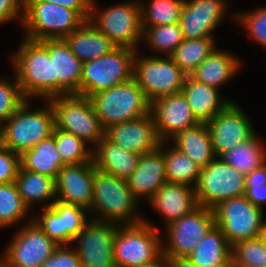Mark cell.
I'll return each mask as SVG.
<instances>
[{"mask_svg":"<svg viewBox=\"0 0 266 267\" xmlns=\"http://www.w3.org/2000/svg\"><path fill=\"white\" fill-rule=\"evenodd\" d=\"M138 200L128 187L127 180L95 168L93 177V200L91 213L99 214L97 220L119 223V225L142 222L135 217ZM134 215V216H133ZM103 217V218H102Z\"/></svg>","mask_w":266,"mask_h":267,"instance_id":"1","label":"cell"},{"mask_svg":"<svg viewBox=\"0 0 266 267\" xmlns=\"http://www.w3.org/2000/svg\"><path fill=\"white\" fill-rule=\"evenodd\" d=\"M15 78L22 95L53 98V69L48 50L39 42L24 38L12 57Z\"/></svg>","mask_w":266,"mask_h":267,"instance_id":"2","label":"cell"},{"mask_svg":"<svg viewBox=\"0 0 266 267\" xmlns=\"http://www.w3.org/2000/svg\"><path fill=\"white\" fill-rule=\"evenodd\" d=\"M104 129L150 114V102L134 78L90 97Z\"/></svg>","mask_w":266,"mask_h":267,"instance_id":"3","label":"cell"},{"mask_svg":"<svg viewBox=\"0 0 266 267\" xmlns=\"http://www.w3.org/2000/svg\"><path fill=\"white\" fill-rule=\"evenodd\" d=\"M21 23L26 27V39H64L77 30L85 20L73 9L43 0H24Z\"/></svg>","mask_w":266,"mask_h":267,"instance_id":"4","label":"cell"},{"mask_svg":"<svg viewBox=\"0 0 266 267\" xmlns=\"http://www.w3.org/2000/svg\"><path fill=\"white\" fill-rule=\"evenodd\" d=\"M47 101V107L31 111L29 100L26 99L5 122L7 124H3L1 144L21 155L40 141L49 138L55 123L52 105Z\"/></svg>","mask_w":266,"mask_h":267,"instance_id":"5","label":"cell"},{"mask_svg":"<svg viewBox=\"0 0 266 267\" xmlns=\"http://www.w3.org/2000/svg\"><path fill=\"white\" fill-rule=\"evenodd\" d=\"M119 225L113 242L116 267H139L162 255L158 231L147 221Z\"/></svg>","mask_w":266,"mask_h":267,"instance_id":"6","label":"cell"},{"mask_svg":"<svg viewBox=\"0 0 266 267\" xmlns=\"http://www.w3.org/2000/svg\"><path fill=\"white\" fill-rule=\"evenodd\" d=\"M136 51L116 47L92 61L84 62L80 81V96L90 98L97 92L110 89L133 78Z\"/></svg>","mask_w":266,"mask_h":267,"instance_id":"7","label":"cell"},{"mask_svg":"<svg viewBox=\"0 0 266 267\" xmlns=\"http://www.w3.org/2000/svg\"><path fill=\"white\" fill-rule=\"evenodd\" d=\"M54 111L55 128L72 133L87 144H95L105 136L90 98L65 95L49 100Z\"/></svg>","mask_w":266,"mask_h":267,"instance_id":"8","label":"cell"},{"mask_svg":"<svg viewBox=\"0 0 266 267\" xmlns=\"http://www.w3.org/2000/svg\"><path fill=\"white\" fill-rule=\"evenodd\" d=\"M133 2L97 11L92 0L88 20L117 47H127L136 51L139 40L143 38V29L140 3Z\"/></svg>","mask_w":266,"mask_h":267,"instance_id":"9","label":"cell"},{"mask_svg":"<svg viewBox=\"0 0 266 267\" xmlns=\"http://www.w3.org/2000/svg\"><path fill=\"white\" fill-rule=\"evenodd\" d=\"M137 53L133 60V78L150 103L182 91L187 75L171 57H137Z\"/></svg>","mask_w":266,"mask_h":267,"instance_id":"10","label":"cell"},{"mask_svg":"<svg viewBox=\"0 0 266 267\" xmlns=\"http://www.w3.org/2000/svg\"><path fill=\"white\" fill-rule=\"evenodd\" d=\"M215 224L232 246L237 242L260 237L264 224L262 209L245 196L225 200L213 208Z\"/></svg>","mask_w":266,"mask_h":267,"instance_id":"11","label":"cell"},{"mask_svg":"<svg viewBox=\"0 0 266 267\" xmlns=\"http://www.w3.org/2000/svg\"><path fill=\"white\" fill-rule=\"evenodd\" d=\"M245 177L221 157L213 159L201 169L195 187L198 205L213 209L225 200L244 196Z\"/></svg>","mask_w":266,"mask_h":267,"instance_id":"12","label":"cell"},{"mask_svg":"<svg viewBox=\"0 0 266 267\" xmlns=\"http://www.w3.org/2000/svg\"><path fill=\"white\" fill-rule=\"evenodd\" d=\"M214 225L213 209L198 206L188 215L165 226L169 243L166 247L162 246V254L177 267Z\"/></svg>","mask_w":266,"mask_h":267,"instance_id":"13","label":"cell"},{"mask_svg":"<svg viewBox=\"0 0 266 267\" xmlns=\"http://www.w3.org/2000/svg\"><path fill=\"white\" fill-rule=\"evenodd\" d=\"M57 247L33 219L9 243L0 264L3 267H40Z\"/></svg>","mask_w":266,"mask_h":267,"instance_id":"14","label":"cell"},{"mask_svg":"<svg viewBox=\"0 0 266 267\" xmlns=\"http://www.w3.org/2000/svg\"><path fill=\"white\" fill-rule=\"evenodd\" d=\"M119 224L89 219L74 238L79 246L75 249L81 267H116L113 242Z\"/></svg>","mask_w":266,"mask_h":267,"instance_id":"15","label":"cell"},{"mask_svg":"<svg viewBox=\"0 0 266 267\" xmlns=\"http://www.w3.org/2000/svg\"><path fill=\"white\" fill-rule=\"evenodd\" d=\"M206 124L217 157L234 149L255 133L247 115L236 102H231Z\"/></svg>","mask_w":266,"mask_h":267,"instance_id":"16","label":"cell"},{"mask_svg":"<svg viewBox=\"0 0 266 267\" xmlns=\"http://www.w3.org/2000/svg\"><path fill=\"white\" fill-rule=\"evenodd\" d=\"M39 42L48 50L52 62L53 98L80 96L83 62L71 52L64 39H44Z\"/></svg>","mask_w":266,"mask_h":267,"instance_id":"17","label":"cell"},{"mask_svg":"<svg viewBox=\"0 0 266 267\" xmlns=\"http://www.w3.org/2000/svg\"><path fill=\"white\" fill-rule=\"evenodd\" d=\"M105 136L124 150L140 156L158 150L162 143L151 114L111 125L105 129Z\"/></svg>","mask_w":266,"mask_h":267,"instance_id":"18","label":"cell"},{"mask_svg":"<svg viewBox=\"0 0 266 267\" xmlns=\"http://www.w3.org/2000/svg\"><path fill=\"white\" fill-rule=\"evenodd\" d=\"M150 114L162 141L200 123L181 92L155 99L150 103Z\"/></svg>","mask_w":266,"mask_h":267,"instance_id":"19","label":"cell"},{"mask_svg":"<svg viewBox=\"0 0 266 267\" xmlns=\"http://www.w3.org/2000/svg\"><path fill=\"white\" fill-rule=\"evenodd\" d=\"M94 172L93 161L63 166L55 178L56 200L91 209Z\"/></svg>","mask_w":266,"mask_h":267,"instance_id":"20","label":"cell"},{"mask_svg":"<svg viewBox=\"0 0 266 267\" xmlns=\"http://www.w3.org/2000/svg\"><path fill=\"white\" fill-rule=\"evenodd\" d=\"M226 3L225 0H185L179 21L183 39L214 38L211 34L227 11Z\"/></svg>","mask_w":266,"mask_h":267,"instance_id":"21","label":"cell"},{"mask_svg":"<svg viewBox=\"0 0 266 267\" xmlns=\"http://www.w3.org/2000/svg\"><path fill=\"white\" fill-rule=\"evenodd\" d=\"M163 145L164 141L158 150L141 155L136 169L127 179L128 187L138 200L146 196L150 201L157 190L168 182Z\"/></svg>","mask_w":266,"mask_h":267,"instance_id":"22","label":"cell"},{"mask_svg":"<svg viewBox=\"0 0 266 267\" xmlns=\"http://www.w3.org/2000/svg\"><path fill=\"white\" fill-rule=\"evenodd\" d=\"M177 267H232L231 245L215 224Z\"/></svg>","mask_w":266,"mask_h":267,"instance_id":"23","label":"cell"},{"mask_svg":"<svg viewBox=\"0 0 266 267\" xmlns=\"http://www.w3.org/2000/svg\"><path fill=\"white\" fill-rule=\"evenodd\" d=\"M150 203L164 216L166 225L188 215L199 206L193 185L170 182L164 183L157 190Z\"/></svg>","mask_w":266,"mask_h":267,"instance_id":"24","label":"cell"},{"mask_svg":"<svg viewBox=\"0 0 266 267\" xmlns=\"http://www.w3.org/2000/svg\"><path fill=\"white\" fill-rule=\"evenodd\" d=\"M181 93L200 123H207L223 111L232 101H222L218 88L194 80L187 75Z\"/></svg>","mask_w":266,"mask_h":267,"instance_id":"25","label":"cell"},{"mask_svg":"<svg viewBox=\"0 0 266 267\" xmlns=\"http://www.w3.org/2000/svg\"><path fill=\"white\" fill-rule=\"evenodd\" d=\"M93 149L95 168L127 180L136 169L140 155L124 150L104 136Z\"/></svg>","mask_w":266,"mask_h":267,"instance_id":"26","label":"cell"},{"mask_svg":"<svg viewBox=\"0 0 266 267\" xmlns=\"http://www.w3.org/2000/svg\"><path fill=\"white\" fill-rule=\"evenodd\" d=\"M71 52L83 63L108 54L117 46L89 20L64 38Z\"/></svg>","mask_w":266,"mask_h":267,"instance_id":"27","label":"cell"},{"mask_svg":"<svg viewBox=\"0 0 266 267\" xmlns=\"http://www.w3.org/2000/svg\"><path fill=\"white\" fill-rule=\"evenodd\" d=\"M172 138L175 147L188 155L201 169L217 158L206 123L179 131Z\"/></svg>","mask_w":266,"mask_h":267,"instance_id":"28","label":"cell"},{"mask_svg":"<svg viewBox=\"0 0 266 267\" xmlns=\"http://www.w3.org/2000/svg\"><path fill=\"white\" fill-rule=\"evenodd\" d=\"M240 65L235 56L217 49L190 76L198 82L219 88L235 75Z\"/></svg>","mask_w":266,"mask_h":267,"instance_id":"29","label":"cell"},{"mask_svg":"<svg viewBox=\"0 0 266 267\" xmlns=\"http://www.w3.org/2000/svg\"><path fill=\"white\" fill-rule=\"evenodd\" d=\"M20 164L23 169L41 173L56 178L59 170L66 164L62 161L55 145V138L40 141L32 149L20 155Z\"/></svg>","mask_w":266,"mask_h":267,"instance_id":"30","label":"cell"},{"mask_svg":"<svg viewBox=\"0 0 266 267\" xmlns=\"http://www.w3.org/2000/svg\"><path fill=\"white\" fill-rule=\"evenodd\" d=\"M15 184L24 204L29 209L37 201L53 200L49 201L45 207L52 206V203L56 201L55 179L52 177L23 169L20 166Z\"/></svg>","mask_w":266,"mask_h":267,"instance_id":"31","label":"cell"},{"mask_svg":"<svg viewBox=\"0 0 266 267\" xmlns=\"http://www.w3.org/2000/svg\"><path fill=\"white\" fill-rule=\"evenodd\" d=\"M265 151L254 133L249 139L227 151L221 158L240 174L246 176L255 168L266 163Z\"/></svg>","mask_w":266,"mask_h":267,"instance_id":"32","label":"cell"},{"mask_svg":"<svg viewBox=\"0 0 266 267\" xmlns=\"http://www.w3.org/2000/svg\"><path fill=\"white\" fill-rule=\"evenodd\" d=\"M213 39H184L170 57L186 75H191L216 50Z\"/></svg>","mask_w":266,"mask_h":267,"instance_id":"33","label":"cell"},{"mask_svg":"<svg viewBox=\"0 0 266 267\" xmlns=\"http://www.w3.org/2000/svg\"><path fill=\"white\" fill-rule=\"evenodd\" d=\"M164 152L167 181L194 188L198 184L201 168L184 152L173 146Z\"/></svg>","mask_w":266,"mask_h":267,"instance_id":"34","label":"cell"},{"mask_svg":"<svg viewBox=\"0 0 266 267\" xmlns=\"http://www.w3.org/2000/svg\"><path fill=\"white\" fill-rule=\"evenodd\" d=\"M185 0H152L148 8L141 7L142 27L178 23Z\"/></svg>","mask_w":266,"mask_h":267,"instance_id":"35","label":"cell"},{"mask_svg":"<svg viewBox=\"0 0 266 267\" xmlns=\"http://www.w3.org/2000/svg\"><path fill=\"white\" fill-rule=\"evenodd\" d=\"M52 136L55 138L58 153L66 165L93 161V150L86 148L88 144L81 138L55 127Z\"/></svg>","mask_w":266,"mask_h":267,"instance_id":"36","label":"cell"},{"mask_svg":"<svg viewBox=\"0 0 266 267\" xmlns=\"http://www.w3.org/2000/svg\"><path fill=\"white\" fill-rule=\"evenodd\" d=\"M143 37L147 40L151 49L157 52H167L170 57L176 48L183 42V36L179 22L160 26L142 27Z\"/></svg>","mask_w":266,"mask_h":267,"instance_id":"37","label":"cell"},{"mask_svg":"<svg viewBox=\"0 0 266 267\" xmlns=\"http://www.w3.org/2000/svg\"><path fill=\"white\" fill-rule=\"evenodd\" d=\"M28 210L18 193L15 181L0 184V228L19 222L26 217Z\"/></svg>","mask_w":266,"mask_h":267,"instance_id":"38","label":"cell"},{"mask_svg":"<svg viewBox=\"0 0 266 267\" xmlns=\"http://www.w3.org/2000/svg\"><path fill=\"white\" fill-rule=\"evenodd\" d=\"M232 267H266V245L260 237L231 246Z\"/></svg>","mask_w":266,"mask_h":267,"instance_id":"39","label":"cell"},{"mask_svg":"<svg viewBox=\"0 0 266 267\" xmlns=\"http://www.w3.org/2000/svg\"><path fill=\"white\" fill-rule=\"evenodd\" d=\"M51 207L62 216L64 246H69L68 243H73L74 238L84 228V225L88 221L86 214L84 213L87 209L60 200H56L52 203Z\"/></svg>","mask_w":266,"mask_h":267,"instance_id":"40","label":"cell"},{"mask_svg":"<svg viewBox=\"0 0 266 267\" xmlns=\"http://www.w3.org/2000/svg\"><path fill=\"white\" fill-rule=\"evenodd\" d=\"M0 79V122H6L26 100L20 91V87L15 79V83L7 79Z\"/></svg>","mask_w":266,"mask_h":267,"instance_id":"41","label":"cell"},{"mask_svg":"<svg viewBox=\"0 0 266 267\" xmlns=\"http://www.w3.org/2000/svg\"><path fill=\"white\" fill-rule=\"evenodd\" d=\"M244 196L258 208H263L262 204L266 202V163L246 175Z\"/></svg>","mask_w":266,"mask_h":267,"instance_id":"42","label":"cell"},{"mask_svg":"<svg viewBox=\"0 0 266 267\" xmlns=\"http://www.w3.org/2000/svg\"><path fill=\"white\" fill-rule=\"evenodd\" d=\"M235 18L247 28L254 40L266 48V7L248 13L235 14Z\"/></svg>","mask_w":266,"mask_h":267,"instance_id":"43","label":"cell"},{"mask_svg":"<svg viewBox=\"0 0 266 267\" xmlns=\"http://www.w3.org/2000/svg\"><path fill=\"white\" fill-rule=\"evenodd\" d=\"M43 232L58 246H64V230L62 216L51 206L44 207V212L40 219L34 220Z\"/></svg>","mask_w":266,"mask_h":267,"instance_id":"44","label":"cell"},{"mask_svg":"<svg viewBox=\"0 0 266 267\" xmlns=\"http://www.w3.org/2000/svg\"><path fill=\"white\" fill-rule=\"evenodd\" d=\"M20 166V154L0 144V184L15 181Z\"/></svg>","mask_w":266,"mask_h":267,"instance_id":"45","label":"cell"},{"mask_svg":"<svg viewBox=\"0 0 266 267\" xmlns=\"http://www.w3.org/2000/svg\"><path fill=\"white\" fill-rule=\"evenodd\" d=\"M40 267H81V262L74 249L58 246Z\"/></svg>","mask_w":266,"mask_h":267,"instance_id":"46","label":"cell"},{"mask_svg":"<svg viewBox=\"0 0 266 267\" xmlns=\"http://www.w3.org/2000/svg\"><path fill=\"white\" fill-rule=\"evenodd\" d=\"M24 11V0H0V23L15 19Z\"/></svg>","mask_w":266,"mask_h":267,"instance_id":"47","label":"cell"},{"mask_svg":"<svg viewBox=\"0 0 266 267\" xmlns=\"http://www.w3.org/2000/svg\"><path fill=\"white\" fill-rule=\"evenodd\" d=\"M75 10L85 21L89 19L92 0H43Z\"/></svg>","mask_w":266,"mask_h":267,"instance_id":"48","label":"cell"},{"mask_svg":"<svg viewBox=\"0 0 266 267\" xmlns=\"http://www.w3.org/2000/svg\"><path fill=\"white\" fill-rule=\"evenodd\" d=\"M139 267H176L166 256L163 254L154 262L145 264Z\"/></svg>","mask_w":266,"mask_h":267,"instance_id":"49","label":"cell"},{"mask_svg":"<svg viewBox=\"0 0 266 267\" xmlns=\"http://www.w3.org/2000/svg\"><path fill=\"white\" fill-rule=\"evenodd\" d=\"M260 238L262 239V241L266 245V222H264L263 227L261 229Z\"/></svg>","mask_w":266,"mask_h":267,"instance_id":"50","label":"cell"},{"mask_svg":"<svg viewBox=\"0 0 266 267\" xmlns=\"http://www.w3.org/2000/svg\"><path fill=\"white\" fill-rule=\"evenodd\" d=\"M3 123L2 122H0V144H1V142H2V128H3Z\"/></svg>","mask_w":266,"mask_h":267,"instance_id":"51","label":"cell"}]
</instances>
